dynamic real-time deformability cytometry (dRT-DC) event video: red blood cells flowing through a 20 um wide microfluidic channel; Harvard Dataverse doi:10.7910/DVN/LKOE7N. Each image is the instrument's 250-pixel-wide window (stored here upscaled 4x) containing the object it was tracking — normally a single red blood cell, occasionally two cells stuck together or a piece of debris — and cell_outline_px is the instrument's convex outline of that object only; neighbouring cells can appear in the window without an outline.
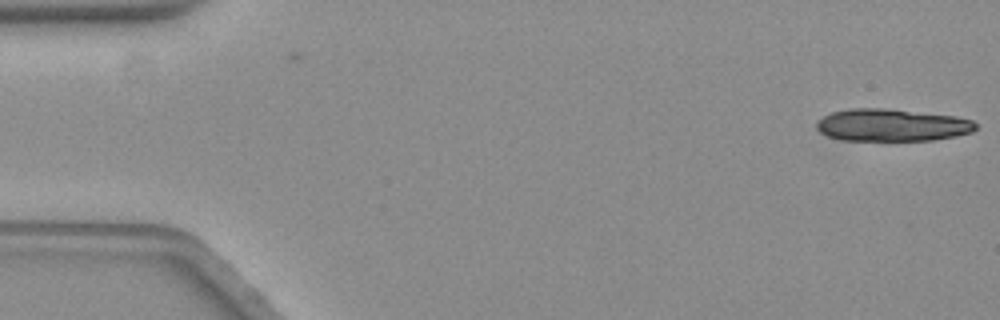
{"species": "common noctule bat (a hibernating species)", "species_latin": "Nyctalus noctula", "temperature_condition": "warm", "stored_images_in_passage": 2, "camera_frame_rate_fps": 3000, "um_per_image_px": 0.085, "animal": {"sex": "female", "body_mass_g": 19.3, "forearm_length_mm": 54.1}, "frame": {"image": 1, "passage_image": 2, "time_ms": 0.333, "image_size_px": [1000, 320], "cell_outline_px": [[976, 128], [972, 132], [932, 140], [840, 140], [828, 136], [820, 132], [816, 128], [816, 124], [824, 116], [832, 112], [848, 108], [884, 108], [956, 116], [972, 120], [976, 124]], "centroid_in_image_um": [75.78, 10.63], "position_along_channel_um": 9.2, "area_um2": 29.82}}